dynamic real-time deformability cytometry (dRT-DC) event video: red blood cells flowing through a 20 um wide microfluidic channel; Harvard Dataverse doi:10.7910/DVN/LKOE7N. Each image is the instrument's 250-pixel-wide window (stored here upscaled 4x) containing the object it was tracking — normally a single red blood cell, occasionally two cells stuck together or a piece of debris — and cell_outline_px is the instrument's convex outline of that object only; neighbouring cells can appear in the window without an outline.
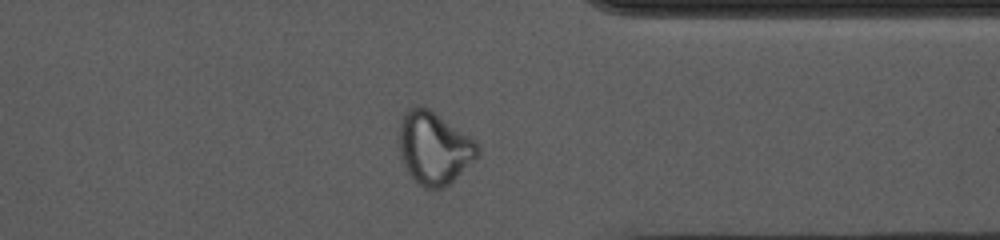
{"species": "common noctule bat (a hibernating species)", "species_latin": "Nyctalus noctula", "temperature_condition": "cold", "stored_images_in_passage": 46, "camera_frame_rate_fps": 3000, "um_per_image_px": 0.085, "animal": {"sex": "female", "body_mass_g": 10.0, "forearm_length_mm": 53.1}, "frame": {"image": 1, "passage_image": 40, "time_ms": 13.0, "image_size_px": [1000, 240], "cell_outline_px": [[480, 152], [444, 188], [424, 188], [412, 176], [404, 164], [400, 156], [396, 136], [400, 120], [404, 112], [408, 108], [416, 104], [420, 104], [428, 108], [476, 140], [480, 148]], "centroid_in_image_um": [36.83, 12.51], "position_along_channel_um": 374.6, "area_um2": 33.18}}